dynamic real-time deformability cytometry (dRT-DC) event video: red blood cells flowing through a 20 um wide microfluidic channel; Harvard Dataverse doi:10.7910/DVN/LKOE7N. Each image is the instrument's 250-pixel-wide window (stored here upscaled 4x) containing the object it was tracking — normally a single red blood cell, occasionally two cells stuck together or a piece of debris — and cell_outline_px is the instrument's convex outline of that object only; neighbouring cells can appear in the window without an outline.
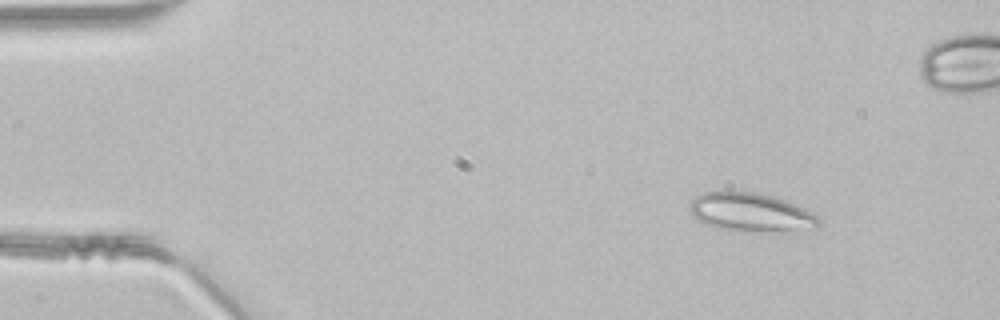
{"species": "common noctule bat (a hibernating species)", "species_latin": "Nyctalus noctula", "temperature_condition": "room temperature", "stored_images_in_passage": 45, "camera_frame_rate_fps": 3000, "um_per_image_px": 0.085, "animal": {"sex": "male", "body_mass_g": 21.5, "forearm_length_mm": 52.0}, "frame": {"image": 1, "passage_image": 2, "time_ms": 0.333, "image_size_px": [1000, 320], "cell_outline_px": [[820, 224], [780, 232], [744, 232], [720, 228], [696, 220], [688, 212], [688, 204], [696, 196], [704, 192], [732, 188], [756, 192], [772, 196], [784, 200], [804, 208], [816, 216], [820, 220]], "centroid_in_image_um": [63.68, 18.0], "position_along_channel_um": 21.3, "area_um2": 29.54}}
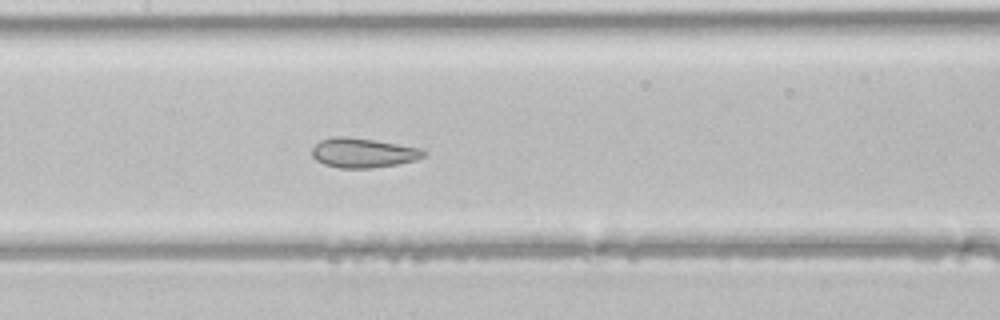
{"frame": {"image": 2, "passage_image": 19, "time_ms": 6.0, "image_size_px": [1000, 320], "cell_outline_px": [[428, 152], [424, 156], [416, 160], [396, 164], [372, 168], [340, 168], [324, 164], [316, 160], [312, 156], [312, 148], [320, 140], [336, 136], [344, 136], [376, 140], [420, 148]], "centroid_in_image_um": [30.86, 12.99], "position_along_channel_um": 176.5, "area_um2": 19.25}}
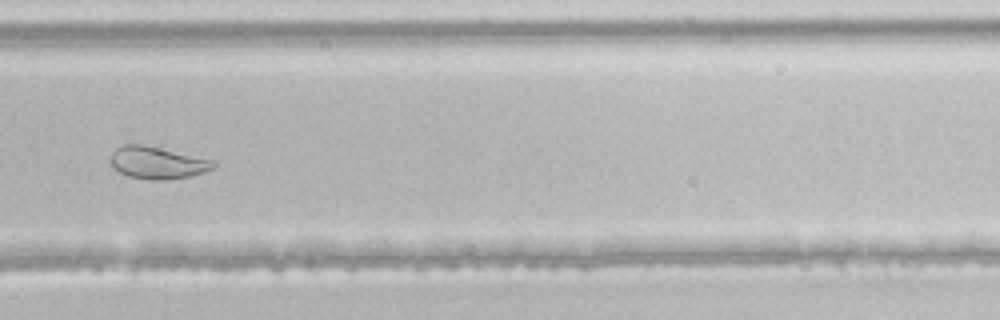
{"frame": {"image": 3, "passage_image": 29, "time_ms": 9.333, "image_size_px": [1000, 320], "cell_outline_px": [[216, 164], [212, 168], [204, 172], [188, 176], [128, 176], [112, 168], [108, 160], [112, 152], [116, 148], [124, 144], [144, 144], [216, 160]], "centroid_in_image_um": [13.34, 13.74], "position_along_channel_um": 316.5, "area_um2": 18.5}}